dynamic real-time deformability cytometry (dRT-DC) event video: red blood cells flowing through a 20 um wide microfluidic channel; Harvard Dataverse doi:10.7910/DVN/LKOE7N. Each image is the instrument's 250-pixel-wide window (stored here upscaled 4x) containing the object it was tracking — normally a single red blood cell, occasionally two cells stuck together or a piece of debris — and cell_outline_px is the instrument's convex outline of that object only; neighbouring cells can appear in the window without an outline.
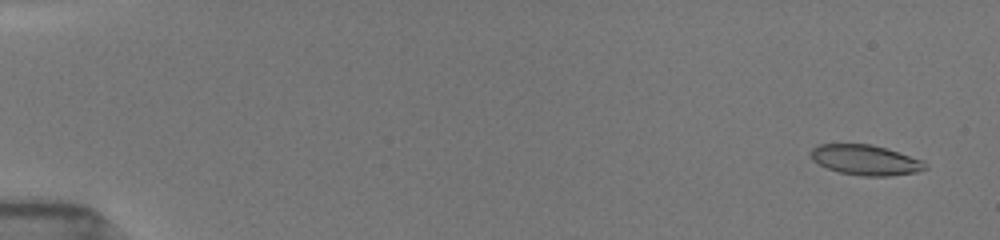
{"species": "common noctule bat (a hibernating species)", "species_latin": "Nyctalus noctula", "temperature_condition": "room temperature", "stored_images_in_passage": 34, "camera_frame_rate_fps": 3000, "um_per_image_px": 0.085, "animal": {"sex": "female", "body_mass_g": 19.5, "forearm_length_mm": 54.1}, "frame": {"image": 1, "passage_image": 3, "time_ms": 0.667, "image_size_px": [1000, 240], "cell_outline_px": [[928, 168], [916, 172], [888, 176], [860, 176], [840, 172], [828, 168], [812, 160], [808, 152], [816, 144], [872, 144], [924, 160], [928, 164]], "centroid_in_image_um": [73.56, 13.59], "position_along_channel_um": 11.4, "area_um2": 20.29}}
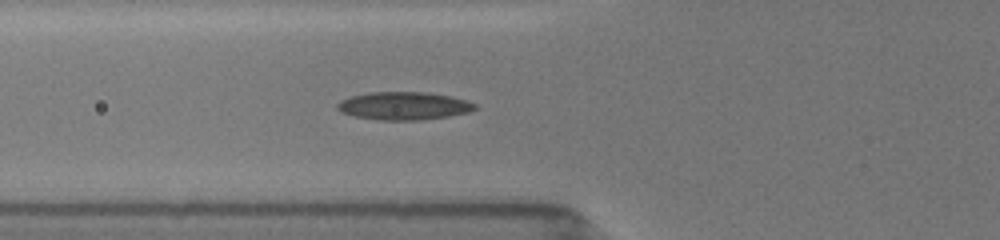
{"frame": {"image": 2, "passage_image": 20, "time_ms": 6.667, "image_size_px": [1000, 240], "cell_outline_px": [[476, 108], [468, 112], [448, 116], [420, 120], [380, 120], [356, 116], [340, 112], [336, 108], [336, 104], [340, 100], [352, 96], [368, 92], [428, 92], [452, 96], [468, 100], [476, 104]], "centroid_in_image_um": [34.32, 8.99], "position_along_channel_um": 91.5, "area_um2": 22.48}}
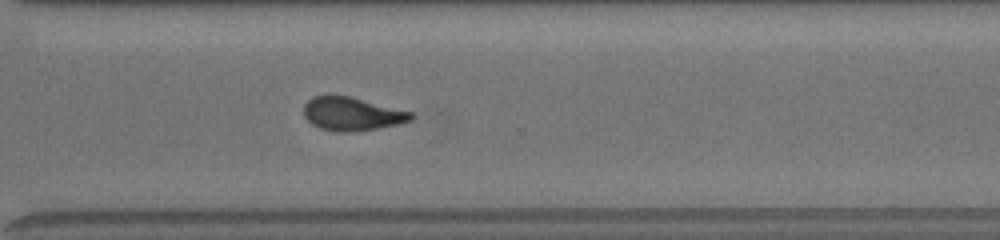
{"frame": {"image": 3, "passage_image": 34, "time_ms": 13.0, "image_size_px": [1000, 240], "cell_outline_px": [[416, 116], [412, 120], [400, 124], [352, 132], [336, 132], [320, 128], [312, 124], [304, 116], [304, 104], [312, 96], [328, 92], [332, 92], [412, 112]], "centroid_in_image_um": [29.87, 9.65], "position_along_channel_um": 340.7, "area_um2": 21.33}}